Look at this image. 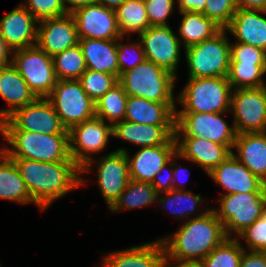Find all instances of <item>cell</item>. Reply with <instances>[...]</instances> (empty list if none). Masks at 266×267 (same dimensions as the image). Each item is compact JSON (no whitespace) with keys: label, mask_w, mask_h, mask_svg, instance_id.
<instances>
[{"label":"cell","mask_w":266,"mask_h":267,"mask_svg":"<svg viewBox=\"0 0 266 267\" xmlns=\"http://www.w3.org/2000/svg\"><path fill=\"white\" fill-rule=\"evenodd\" d=\"M26 188L41 211L74 189L86 185L81 168L74 160L40 162L29 159H12Z\"/></svg>","instance_id":"6da1fadb"},{"label":"cell","mask_w":266,"mask_h":267,"mask_svg":"<svg viewBox=\"0 0 266 267\" xmlns=\"http://www.w3.org/2000/svg\"><path fill=\"white\" fill-rule=\"evenodd\" d=\"M227 235L212 208L203 216L180 224L171 235L160 238L166 260H203Z\"/></svg>","instance_id":"7a4b0ae2"},{"label":"cell","mask_w":266,"mask_h":267,"mask_svg":"<svg viewBox=\"0 0 266 267\" xmlns=\"http://www.w3.org/2000/svg\"><path fill=\"white\" fill-rule=\"evenodd\" d=\"M7 147L0 149L10 159L40 162L71 161L68 134H44L24 130H0Z\"/></svg>","instance_id":"3957f363"},{"label":"cell","mask_w":266,"mask_h":267,"mask_svg":"<svg viewBox=\"0 0 266 267\" xmlns=\"http://www.w3.org/2000/svg\"><path fill=\"white\" fill-rule=\"evenodd\" d=\"M182 88L176 96L182 110L176 112H230L233 89L227 76L188 78Z\"/></svg>","instance_id":"277c9868"},{"label":"cell","mask_w":266,"mask_h":267,"mask_svg":"<svg viewBox=\"0 0 266 267\" xmlns=\"http://www.w3.org/2000/svg\"><path fill=\"white\" fill-rule=\"evenodd\" d=\"M176 81V76L147 60L123 72L118 79L128 96L158 103H177Z\"/></svg>","instance_id":"5b68a950"},{"label":"cell","mask_w":266,"mask_h":267,"mask_svg":"<svg viewBox=\"0 0 266 267\" xmlns=\"http://www.w3.org/2000/svg\"><path fill=\"white\" fill-rule=\"evenodd\" d=\"M231 41L222 29L214 37L184 49L188 78L224 77L230 65Z\"/></svg>","instance_id":"8992f818"},{"label":"cell","mask_w":266,"mask_h":267,"mask_svg":"<svg viewBox=\"0 0 266 267\" xmlns=\"http://www.w3.org/2000/svg\"><path fill=\"white\" fill-rule=\"evenodd\" d=\"M111 136L112 125L96 116L68 130L69 154L81 168V174L92 172L96 159L93 154L103 151Z\"/></svg>","instance_id":"52a82bcc"},{"label":"cell","mask_w":266,"mask_h":267,"mask_svg":"<svg viewBox=\"0 0 266 267\" xmlns=\"http://www.w3.org/2000/svg\"><path fill=\"white\" fill-rule=\"evenodd\" d=\"M265 208L266 193H232L220 195L218 209L212 210L223 224L227 237L236 238L261 217Z\"/></svg>","instance_id":"ba28073f"},{"label":"cell","mask_w":266,"mask_h":267,"mask_svg":"<svg viewBox=\"0 0 266 267\" xmlns=\"http://www.w3.org/2000/svg\"><path fill=\"white\" fill-rule=\"evenodd\" d=\"M226 113L176 112L175 137H198L225 145L231 152L236 140L234 124L223 118Z\"/></svg>","instance_id":"9c48e42d"},{"label":"cell","mask_w":266,"mask_h":267,"mask_svg":"<svg viewBox=\"0 0 266 267\" xmlns=\"http://www.w3.org/2000/svg\"><path fill=\"white\" fill-rule=\"evenodd\" d=\"M47 99L67 130L96 116L95 102L82 89L79 80H57Z\"/></svg>","instance_id":"30bf717a"},{"label":"cell","mask_w":266,"mask_h":267,"mask_svg":"<svg viewBox=\"0 0 266 267\" xmlns=\"http://www.w3.org/2000/svg\"><path fill=\"white\" fill-rule=\"evenodd\" d=\"M12 64L37 98H47L56 85L53 58L37 45L12 52Z\"/></svg>","instance_id":"8fae6325"},{"label":"cell","mask_w":266,"mask_h":267,"mask_svg":"<svg viewBox=\"0 0 266 267\" xmlns=\"http://www.w3.org/2000/svg\"><path fill=\"white\" fill-rule=\"evenodd\" d=\"M0 130L68 134L47 98H37L33 103L15 110L0 123Z\"/></svg>","instance_id":"7c38bea8"},{"label":"cell","mask_w":266,"mask_h":267,"mask_svg":"<svg viewBox=\"0 0 266 267\" xmlns=\"http://www.w3.org/2000/svg\"><path fill=\"white\" fill-rule=\"evenodd\" d=\"M229 113L237 134L266 132V86L234 89Z\"/></svg>","instance_id":"4fadbf2b"},{"label":"cell","mask_w":266,"mask_h":267,"mask_svg":"<svg viewBox=\"0 0 266 267\" xmlns=\"http://www.w3.org/2000/svg\"><path fill=\"white\" fill-rule=\"evenodd\" d=\"M145 59L177 77L181 43L177 33L168 26H150L139 36Z\"/></svg>","instance_id":"5bb4252c"},{"label":"cell","mask_w":266,"mask_h":267,"mask_svg":"<svg viewBox=\"0 0 266 267\" xmlns=\"http://www.w3.org/2000/svg\"><path fill=\"white\" fill-rule=\"evenodd\" d=\"M70 13L75 19L79 39L111 40L122 37L115 10L91 2L74 8Z\"/></svg>","instance_id":"9a60e30c"},{"label":"cell","mask_w":266,"mask_h":267,"mask_svg":"<svg viewBox=\"0 0 266 267\" xmlns=\"http://www.w3.org/2000/svg\"><path fill=\"white\" fill-rule=\"evenodd\" d=\"M95 165L97 186L109 209L130 181L128 160L125 152L115 150L100 156Z\"/></svg>","instance_id":"2e32d148"},{"label":"cell","mask_w":266,"mask_h":267,"mask_svg":"<svg viewBox=\"0 0 266 267\" xmlns=\"http://www.w3.org/2000/svg\"><path fill=\"white\" fill-rule=\"evenodd\" d=\"M116 151L125 152L130 179L151 183L160 169L177 153V143L174 136L167 144L142 147L132 156L124 147L118 148Z\"/></svg>","instance_id":"e0dca14e"},{"label":"cell","mask_w":266,"mask_h":267,"mask_svg":"<svg viewBox=\"0 0 266 267\" xmlns=\"http://www.w3.org/2000/svg\"><path fill=\"white\" fill-rule=\"evenodd\" d=\"M78 42L76 22L70 12L38 22L36 45L51 57L75 46Z\"/></svg>","instance_id":"ac0fdd59"},{"label":"cell","mask_w":266,"mask_h":267,"mask_svg":"<svg viewBox=\"0 0 266 267\" xmlns=\"http://www.w3.org/2000/svg\"><path fill=\"white\" fill-rule=\"evenodd\" d=\"M208 176L226 191L232 193H266V184L250 172L232 154L215 167Z\"/></svg>","instance_id":"d6986e66"},{"label":"cell","mask_w":266,"mask_h":267,"mask_svg":"<svg viewBox=\"0 0 266 267\" xmlns=\"http://www.w3.org/2000/svg\"><path fill=\"white\" fill-rule=\"evenodd\" d=\"M38 20L20 3L0 19V33L12 51L36 45Z\"/></svg>","instance_id":"ffe728a7"},{"label":"cell","mask_w":266,"mask_h":267,"mask_svg":"<svg viewBox=\"0 0 266 267\" xmlns=\"http://www.w3.org/2000/svg\"><path fill=\"white\" fill-rule=\"evenodd\" d=\"M101 267H166V254L160 240L110 251L103 255Z\"/></svg>","instance_id":"44dd1931"},{"label":"cell","mask_w":266,"mask_h":267,"mask_svg":"<svg viewBox=\"0 0 266 267\" xmlns=\"http://www.w3.org/2000/svg\"><path fill=\"white\" fill-rule=\"evenodd\" d=\"M179 159L188 160L209 174L232 152L222 144L198 137H175Z\"/></svg>","instance_id":"7402d4cb"},{"label":"cell","mask_w":266,"mask_h":267,"mask_svg":"<svg viewBox=\"0 0 266 267\" xmlns=\"http://www.w3.org/2000/svg\"><path fill=\"white\" fill-rule=\"evenodd\" d=\"M114 138L142 147L167 144L175 136V125H146L121 121L112 126Z\"/></svg>","instance_id":"603a6c76"},{"label":"cell","mask_w":266,"mask_h":267,"mask_svg":"<svg viewBox=\"0 0 266 267\" xmlns=\"http://www.w3.org/2000/svg\"><path fill=\"white\" fill-rule=\"evenodd\" d=\"M266 11L237 9L226 31L234 42L250 44L266 51Z\"/></svg>","instance_id":"cb8c5ba5"},{"label":"cell","mask_w":266,"mask_h":267,"mask_svg":"<svg viewBox=\"0 0 266 267\" xmlns=\"http://www.w3.org/2000/svg\"><path fill=\"white\" fill-rule=\"evenodd\" d=\"M0 96L10 107L0 109V123L15 110L37 99L12 63L0 67Z\"/></svg>","instance_id":"d4e9b609"},{"label":"cell","mask_w":266,"mask_h":267,"mask_svg":"<svg viewBox=\"0 0 266 267\" xmlns=\"http://www.w3.org/2000/svg\"><path fill=\"white\" fill-rule=\"evenodd\" d=\"M176 104L128 96L124 120L146 125H175Z\"/></svg>","instance_id":"484cf974"},{"label":"cell","mask_w":266,"mask_h":267,"mask_svg":"<svg viewBox=\"0 0 266 267\" xmlns=\"http://www.w3.org/2000/svg\"><path fill=\"white\" fill-rule=\"evenodd\" d=\"M232 155L266 184V132L237 134Z\"/></svg>","instance_id":"4316f807"},{"label":"cell","mask_w":266,"mask_h":267,"mask_svg":"<svg viewBox=\"0 0 266 267\" xmlns=\"http://www.w3.org/2000/svg\"><path fill=\"white\" fill-rule=\"evenodd\" d=\"M87 69L115 75L119 79L117 39H79Z\"/></svg>","instance_id":"83f0119b"},{"label":"cell","mask_w":266,"mask_h":267,"mask_svg":"<svg viewBox=\"0 0 266 267\" xmlns=\"http://www.w3.org/2000/svg\"><path fill=\"white\" fill-rule=\"evenodd\" d=\"M203 202H206V200H203L200 194H195L191 190L173 189L169 192L158 194L155 204L164 207L163 209L166 208L165 211L167 212L170 211V214L174 215L176 220L187 221L191 218L201 217L210 210L207 206L205 209H201V211L198 209L197 206H201ZM198 211L201 213H197Z\"/></svg>","instance_id":"f1b7e54d"},{"label":"cell","mask_w":266,"mask_h":267,"mask_svg":"<svg viewBox=\"0 0 266 267\" xmlns=\"http://www.w3.org/2000/svg\"><path fill=\"white\" fill-rule=\"evenodd\" d=\"M1 147V146H0ZM0 199L19 204L37 205L31 198L24 180L12 159L0 149Z\"/></svg>","instance_id":"f546056e"},{"label":"cell","mask_w":266,"mask_h":267,"mask_svg":"<svg viewBox=\"0 0 266 267\" xmlns=\"http://www.w3.org/2000/svg\"><path fill=\"white\" fill-rule=\"evenodd\" d=\"M180 14L183 15V18H181V24L178 28L181 37L178 35V38L184 47L183 49L211 39L222 30L213 20L202 13L180 12Z\"/></svg>","instance_id":"4dcf8cb0"},{"label":"cell","mask_w":266,"mask_h":267,"mask_svg":"<svg viewBox=\"0 0 266 267\" xmlns=\"http://www.w3.org/2000/svg\"><path fill=\"white\" fill-rule=\"evenodd\" d=\"M158 197V193L151 183H145L130 179L126 188L119 198L109 208V212L117 213L121 210H131L153 205Z\"/></svg>","instance_id":"1f68e13d"},{"label":"cell","mask_w":266,"mask_h":267,"mask_svg":"<svg viewBox=\"0 0 266 267\" xmlns=\"http://www.w3.org/2000/svg\"><path fill=\"white\" fill-rule=\"evenodd\" d=\"M122 37L138 36L150 27L144 0H127L115 10Z\"/></svg>","instance_id":"d6a6232c"},{"label":"cell","mask_w":266,"mask_h":267,"mask_svg":"<svg viewBox=\"0 0 266 267\" xmlns=\"http://www.w3.org/2000/svg\"><path fill=\"white\" fill-rule=\"evenodd\" d=\"M128 95L118 82L95 102L96 117L114 125L124 121Z\"/></svg>","instance_id":"836d02e7"},{"label":"cell","mask_w":266,"mask_h":267,"mask_svg":"<svg viewBox=\"0 0 266 267\" xmlns=\"http://www.w3.org/2000/svg\"><path fill=\"white\" fill-rule=\"evenodd\" d=\"M266 64H241L230 62L228 81L232 89L260 88L266 86Z\"/></svg>","instance_id":"e575fe53"},{"label":"cell","mask_w":266,"mask_h":267,"mask_svg":"<svg viewBox=\"0 0 266 267\" xmlns=\"http://www.w3.org/2000/svg\"><path fill=\"white\" fill-rule=\"evenodd\" d=\"M52 58L57 80H78L87 69L79 43Z\"/></svg>","instance_id":"d590c367"},{"label":"cell","mask_w":266,"mask_h":267,"mask_svg":"<svg viewBox=\"0 0 266 267\" xmlns=\"http://www.w3.org/2000/svg\"><path fill=\"white\" fill-rule=\"evenodd\" d=\"M240 241L234 237H227L202 260L204 266L239 267L244 251Z\"/></svg>","instance_id":"8d00e7d4"},{"label":"cell","mask_w":266,"mask_h":267,"mask_svg":"<svg viewBox=\"0 0 266 267\" xmlns=\"http://www.w3.org/2000/svg\"><path fill=\"white\" fill-rule=\"evenodd\" d=\"M78 80L82 89L94 102L118 83V78L115 75L90 69H86Z\"/></svg>","instance_id":"74e56055"},{"label":"cell","mask_w":266,"mask_h":267,"mask_svg":"<svg viewBox=\"0 0 266 267\" xmlns=\"http://www.w3.org/2000/svg\"><path fill=\"white\" fill-rule=\"evenodd\" d=\"M122 40H124V37L117 39L119 77L123 72L135 68L146 60L140 39L136 40L137 42H129L127 40L126 43H123L124 41Z\"/></svg>","instance_id":"f35d334b"},{"label":"cell","mask_w":266,"mask_h":267,"mask_svg":"<svg viewBox=\"0 0 266 267\" xmlns=\"http://www.w3.org/2000/svg\"><path fill=\"white\" fill-rule=\"evenodd\" d=\"M21 4L38 20L60 17L68 14L65 0H24Z\"/></svg>","instance_id":"ab89813d"},{"label":"cell","mask_w":266,"mask_h":267,"mask_svg":"<svg viewBox=\"0 0 266 267\" xmlns=\"http://www.w3.org/2000/svg\"><path fill=\"white\" fill-rule=\"evenodd\" d=\"M246 244L242 247L249 251H264L266 249V208L260 218L243 230L237 237Z\"/></svg>","instance_id":"60d3db41"},{"label":"cell","mask_w":266,"mask_h":267,"mask_svg":"<svg viewBox=\"0 0 266 267\" xmlns=\"http://www.w3.org/2000/svg\"><path fill=\"white\" fill-rule=\"evenodd\" d=\"M236 11L237 7L234 0H206L202 14L213 20L222 29H225Z\"/></svg>","instance_id":"b9f144b4"},{"label":"cell","mask_w":266,"mask_h":267,"mask_svg":"<svg viewBox=\"0 0 266 267\" xmlns=\"http://www.w3.org/2000/svg\"><path fill=\"white\" fill-rule=\"evenodd\" d=\"M176 0H144L150 26H168Z\"/></svg>","instance_id":"7bdbcfd3"},{"label":"cell","mask_w":266,"mask_h":267,"mask_svg":"<svg viewBox=\"0 0 266 267\" xmlns=\"http://www.w3.org/2000/svg\"><path fill=\"white\" fill-rule=\"evenodd\" d=\"M230 62L241 64H266V51L250 44L231 43Z\"/></svg>","instance_id":"ee69618b"},{"label":"cell","mask_w":266,"mask_h":267,"mask_svg":"<svg viewBox=\"0 0 266 267\" xmlns=\"http://www.w3.org/2000/svg\"><path fill=\"white\" fill-rule=\"evenodd\" d=\"M172 172H173V157L167 164H165L160 169L159 173L155 175L153 181L151 182V185L155 188L158 194L173 190Z\"/></svg>","instance_id":"f6af8a7d"},{"label":"cell","mask_w":266,"mask_h":267,"mask_svg":"<svg viewBox=\"0 0 266 267\" xmlns=\"http://www.w3.org/2000/svg\"><path fill=\"white\" fill-rule=\"evenodd\" d=\"M239 267H266V255L263 251H243Z\"/></svg>","instance_id":"bcb514c9"},{"label":"cell","mask_w":266,"mask_h":267,"mask_svg":"<svg viewBox=\"0 0 266 267\" xmlns=\"http://www.w3.org/2000/svg\"><path fill=\"white\" fill-rule=\"evenodd\" d=\"M178 3V12H196L203 13L206 0H176Z\"/></svg>","instance_id":"7dc6e473"},{"label":"cell","mask_w":266,"mask_h":267,"mask_svg":"<svg viewBox=\"0 0 266 267\" xmlns=\"http://www.w3.org/2000/svg\"><path fill=\"white\" fill-rule=\"evenodd\" d=\"M175 159H179V154L178 153H176L174 156H173V172H172V177H173V189H176V190H184V186H182V188H181V185L183 184V183H185V181L184 182H182L184 179L183 178H181L182 177V175L184 174L183 172H185L186 170H188L187 169V167H181V166H178L177 165V163L178 162H176V160ZM182 172V173H181ZM187 173V172H186ZM186 173H185V175H186ZM187 176V178H188V175H186ZM181 178V179H180ZM184 178H186V177H184ZM183 179V180H182ZM181 181V182H180ZM181 183V184H180Z\"/></svg>","instance_id":"c3c4849f"},{"label":"cell","mask_w":266,"mask_h":267,"mask_svg":"<svg viewBox=\"0 0 266 267\" xmlns=\"http://www.w3.org/2000/svg\"><path fill=\"white\" fill-rule=\"evenodd\" d=\"M237 9L266 11V0H234Z\"/></svg>","instance_id":"681fc988"},{"label":"cell","mask_w":266,"mask_h":267,"mask_svg":"<svg viewBox=\"0 0 266 267\" xmlns=\"http://www.w3.org/2000/svg\"><path fill=\"white\" fill-rule=\"evenodd\" d=\"M12 52L13 51L8 47L0 33V67L12 63Z\"/></svg>","instance_id":"f907efd6"},{"label":"cell","mask_w":266,"mask_h":267,"mask_svg":"<svg viewBox=\"0 0 266 267\" xmlns=\"http://www.w3.org/2000/svg\"><path fill=\"white\" fill-rule=\"evenodd\" d=\"M166 267H205V266L202 260H166Z\"/></svg>","instance_id":"816d5d0a"},{"label":"cell","mask_w":266,"mask_h":267,"mask_svg":"<svg viewBox=\"0 0 266 267\" xmlns=\"http://www.w3.org/2000/svg\"><path fill=\"white\" fill-rule=\"evenodd\" d=\"M126 1L127 0H92V3L100 4L104 7L109 8V9L116 10L118 7H120Z\"/></svg>","instance_id":"f5cc1de1"},{"label":"cell","mask_w":266,"mask_h":267,"mask_svg":"<svg viewBox=\"0 0 266 267\" xmlns=\"http://www.w3.org/2000/svg\"><path fill=\"white\" fill-rule=\"evenodd\" d=\"M92 0H65L67 9L69 11H72L74 8L81 6V5H85L87 3H91Z\"/></svg>","instance_id":"db71d44e"}]
</instances>
